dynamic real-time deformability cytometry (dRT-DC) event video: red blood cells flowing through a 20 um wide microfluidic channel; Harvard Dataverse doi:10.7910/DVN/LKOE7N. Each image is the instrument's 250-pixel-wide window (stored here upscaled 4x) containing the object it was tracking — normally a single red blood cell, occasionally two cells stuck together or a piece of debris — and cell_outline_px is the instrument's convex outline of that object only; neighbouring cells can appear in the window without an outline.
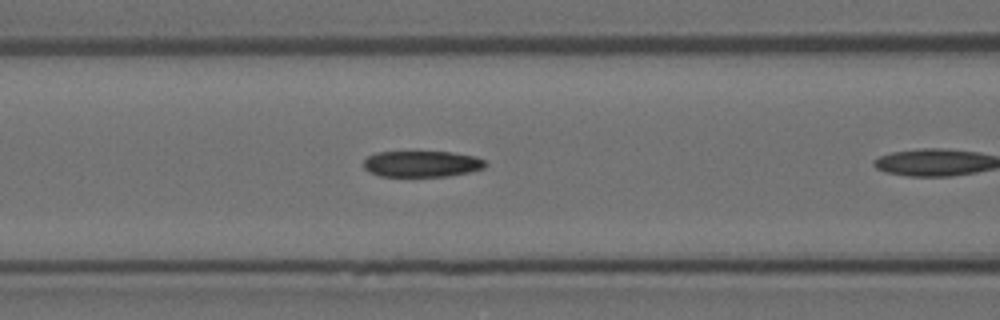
{"species": "Egyptian fruit bat (a non-hibernating species)", "species_latin": "Rousettus aegyptiacus", "temperature_condition": "room temperature", "stored_images_in_passage": 14, "camera_frame_rate_fps": 3000, "um_per_image_px": 0.085, "animal": {"sex": "female"}, "frame": {"image": 1, "passage_image": 10, "time_ms": 3.0, "image_size_px": [1000, 320], "cell_outline_px": [[488, 164], [484, 168], [468, 172], [448, 176], [380, 176], [368, 172], [364, 168], [364, 160], [368, 156], [376, 152], [452, 152], [476, 156], [484, 160]], "centroid_in_image_um": [35.86, 13.93], "position_along_channel_um": 130.7, "area_um2": 18.61}}